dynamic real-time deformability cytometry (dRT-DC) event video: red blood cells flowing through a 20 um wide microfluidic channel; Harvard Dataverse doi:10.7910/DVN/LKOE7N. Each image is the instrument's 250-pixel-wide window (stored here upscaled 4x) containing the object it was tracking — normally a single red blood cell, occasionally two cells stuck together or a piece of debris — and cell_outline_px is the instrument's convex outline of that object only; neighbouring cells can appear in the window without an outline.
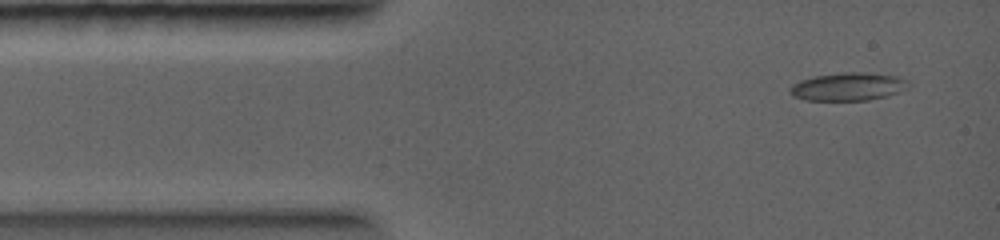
{"species": "common noctule bat (a hibernating species)", "species_latin": "Nyctalus noctula", "temperature_condition": "warm", "stored_images_in_passage": 29, "camera_frame_rate_fps": 5000, "um_per_image_px": 0.085, "animal": {"sex": "female", "body_mass_g": 19.0, "forearm_length_mm": 56.7}, "frame": {"image": 1, "passage_image": 1, "time_ms": 0.0, "image_size_px": [1000, 240], "cell_outline_px": [[912, 84], [908, 88], [900, 92], [888, 96], [868, 100], [804, 100], [792, 96], [788, 92], [788, 88], [792, 84], [800, 80], [816, 76], [844, 72], [860, 72], [896, 76]], "centroid_in_image_um": [72.07, 7.37], "position_along_channel_um": 12.9, "area_um2": 19.42}}
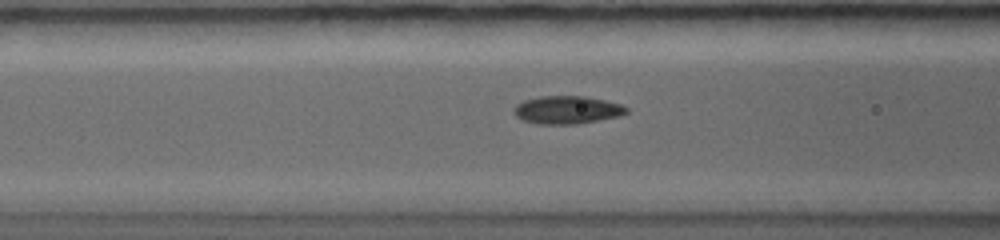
{"frame": {"image": 2, "passage_image": 8, "time_ms": 3.2, "image_size_px": [1000, 240], "cell_outline_px": [[628, 112], [620, 116], [576, 124], [540, 124], [524, 120], [516, 116], [512, 112], [512, 108], [516, 104], [524, 100], [540, 96], [584, 96], [604, 100], [620, 104], [628, 108]], "centroid_in_image_um": [48.18, 9.34], "position_along_channel_um": 118.4, "area_um2": 18.32}}
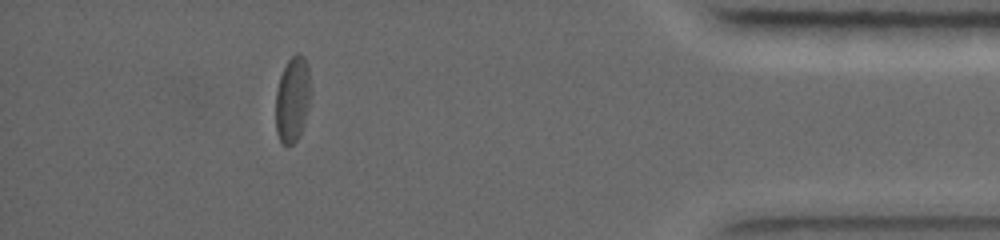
{"frame": {"image": 3, "passage_image": 23, "time_ms": 9.8, "image_size_px": [1000, 240], "cell_outline_px": [[312, 88], [308, 108], [304, 124], [300, 136], [288, 148], [280, 140], [276, 132], [276, 88], [280, 76], [288, 60], [296, 52], [304, 56], [308, 64]], "centroid_in_image_um": [24.89, 8.43], "position_along_channel_um": 410.3, "area_um2": 17.92}}